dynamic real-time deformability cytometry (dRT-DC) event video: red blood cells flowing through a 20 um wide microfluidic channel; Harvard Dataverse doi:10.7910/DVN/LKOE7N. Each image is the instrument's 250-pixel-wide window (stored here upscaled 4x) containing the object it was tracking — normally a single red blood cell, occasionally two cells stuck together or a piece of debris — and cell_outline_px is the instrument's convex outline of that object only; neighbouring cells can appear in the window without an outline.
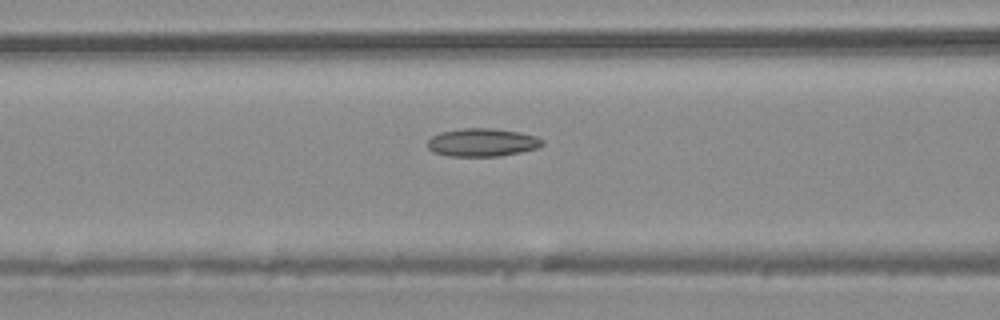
{"species": "common noctule bat (a hibernating species)", "species_latin": "Nyctalus noctula", "temperature_condition": "warm", "stored_images_in_passage": 32, "camera_frame_rate_fps": 3000, "um_per_image_px": 0.085, "animal": {"sex": "male", "body_mass_g": 20.4}, "frame": {"image": 1, "passage_image": 14, "time_ms": 4.333, "image_size_px": [1000, 320], "cell_outline_px": [[544, 144], [536, 148], [520, 152], [500, 156], [448, 156], [432, 152], [428, 148], [428, 140], [432, 136], [440, 132], [464, 128], [492, 128], [520, 132], [536, 136], [544, 140]], "centroid_in_image_um": [40.98, 12.1], "position_along_channel_um": 125.6, "area_um2": 18.84}}
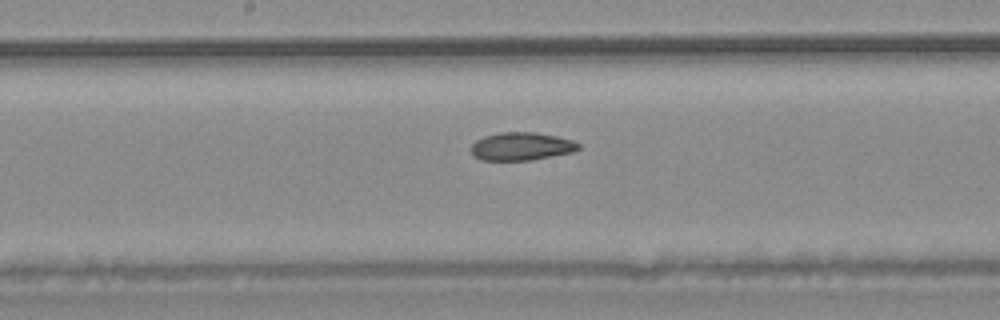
{"frame": {"image": 2, "passage_image": 19, "time_ms": 6.0, "image_size_px": [1000, 320], "cell_outline_px": [[580, 148], [576, 152], [532, 160], [480, 160], [472, 152], [472, 144], [476, 140], [484, 136], [500, 132], [536, 132], [556, 136], [572, 140], [580, 144]], "centroid_in_image_um": [44.37, 12.44], "position_along_channel_um": 203.8, "area_um2": 17.63}}
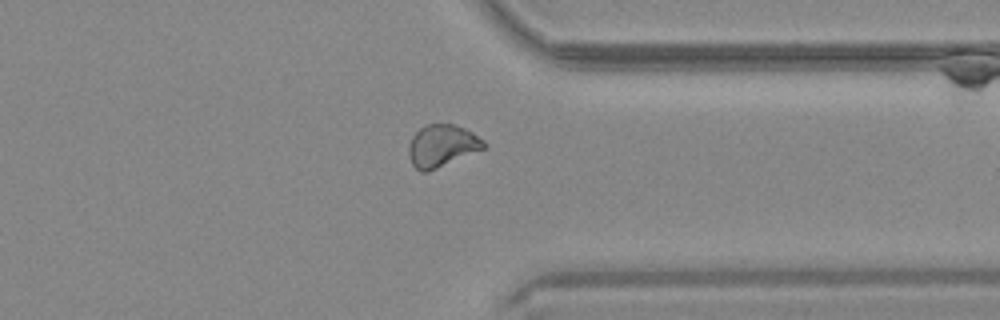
{"frame": {"image": 3, "passage_image": 30, "time_ms": 9.667, "image_size_px": [1000, 320], "cell_outline_px": [[488, 144], [484, 148], [428, 172], [420, 172], [412, 164], [408, 156], [408, 148], [412, 136], [424, 124], [452, 124], [464, 128], [472, 132], [484, 140]], "centroid_in_image_um": [37.54, 12.39], "position_along_channel_um": 373.9, "area_um2": 18.44}}